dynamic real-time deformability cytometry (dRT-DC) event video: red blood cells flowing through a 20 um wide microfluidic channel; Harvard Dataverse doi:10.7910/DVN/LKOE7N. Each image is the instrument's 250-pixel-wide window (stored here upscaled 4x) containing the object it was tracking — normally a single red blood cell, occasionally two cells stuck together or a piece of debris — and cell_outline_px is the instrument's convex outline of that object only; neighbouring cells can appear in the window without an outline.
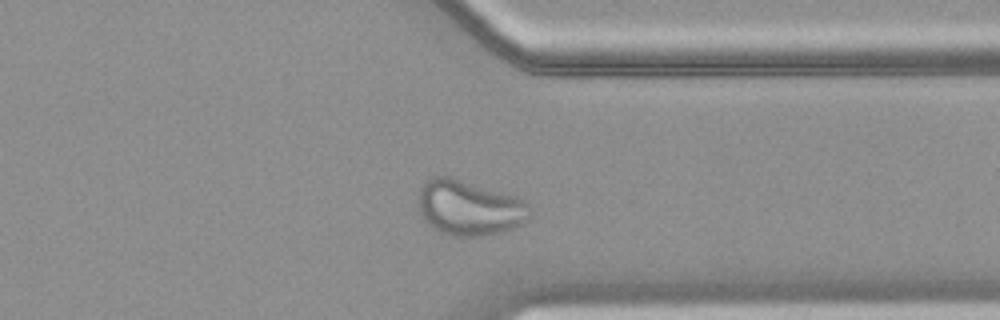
{"species": "common noctule bat (a hibernating species)", "species_latin": "Nyctalus noctula", "temperature_condition": "warm", "stored_images_in_passage": 37, "camera_frame_rate_fps": 3000, "um_per_image_px": 0.085, "animal": {"sex": "female", "body_mass_g": 18.4}, "frame": {"image": 1, "passage_image": 27, "time_ms": 8.667, "image_size_px": [1000, 320], "cell_outline_px": [[532, 216], [520, 224], [504, 232], [484, 236], [452, 236], [440, 232], [432, 228], [424, 220], [416, 204], [420, 188], [428, 180], [436, 176], [448, 176], [516, 196], [524, 200], [528, 204]], "centroid_in_image_um": [39.87, 17.68], "position_along_channel_um": 371.5, "area_um2": 36.01}}
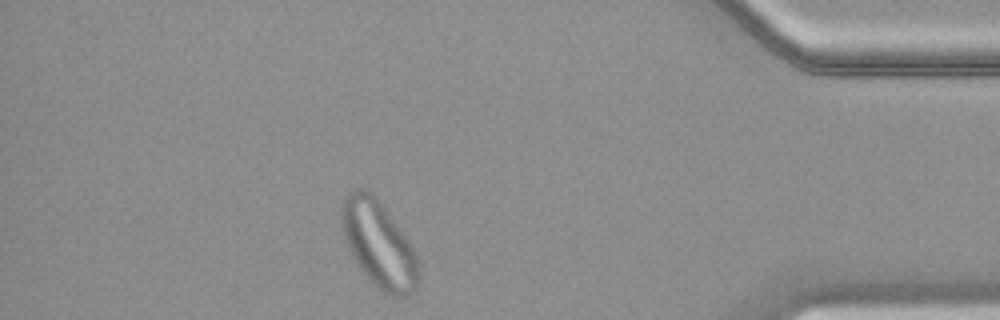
{"frame": {"image": 2, "passage_image": 32, "time_ms": 10.333, "image_size_px": [1000, 320], "cell_outline_px": [[420, 276], [416, 288], [404, 300], [400, 300], [384, 292], [360, 268], [344, 236], [340, 224], [340, 208], [344, 196], [348, 192], [356, 188], [364, 188], [376, 196], [408, 240], [416, 252], [420, 268]], "centroid_in_image_um": [32.22, 20.75], "position_along_channel_um": 403.0, "area_um2": 38.78}}